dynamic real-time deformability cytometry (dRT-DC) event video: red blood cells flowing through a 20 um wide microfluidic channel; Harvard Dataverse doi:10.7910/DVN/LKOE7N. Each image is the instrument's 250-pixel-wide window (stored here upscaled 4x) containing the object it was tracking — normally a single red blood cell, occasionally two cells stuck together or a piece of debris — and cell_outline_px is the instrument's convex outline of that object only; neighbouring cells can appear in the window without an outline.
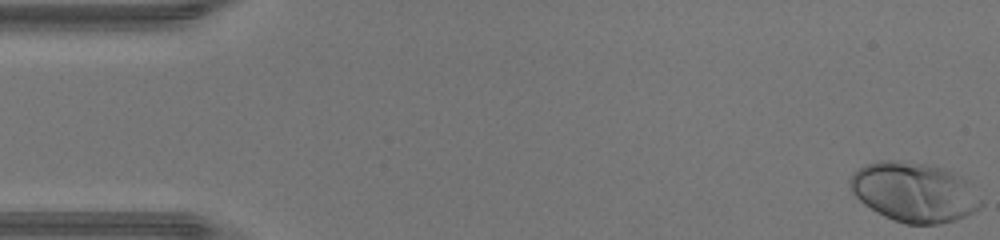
{"species": "human", "species_latin": "Homo sapiens", "temperature_condition": "warm", "stored_images_in_passage": 46, "camera_frame_rate_fps": 3000, "um_per_image_px": 0.085, "donor": {"sex": "male"}, "frame": {"image": 1, "passage_image": 1, "time_ms": 0.0, "image_size_px": [1000, 240], "cell_outline_px": [[984, 204], [980, 208], [956, 220], [940, 224], [904, 224], [892, 220], [876, 212], [864, 204], [852, 192], [848, 184], [848, 180], [852, 172], [868, 164], [880, 160], [896, 160], [924, 164], [944, 168], [968, 180]], "centroid_in_image_um": [77.69, 16.34], "position_along_channel_um": 7.3, "area_um2": 45.66}}
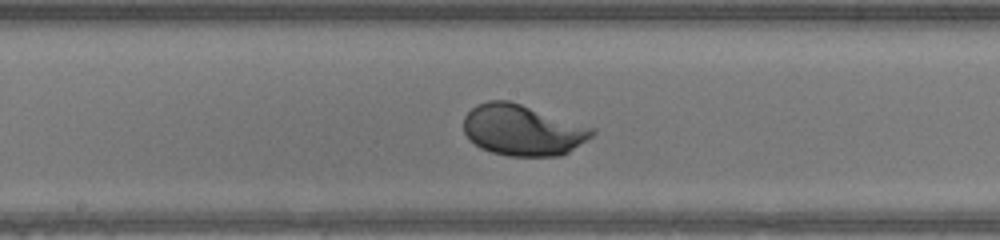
{"frame": {"image": 2, "passage_image": 24, "time_ms": 7.667, "image_size_px": [1000, 240], "cell_outline_px": [[596, 132], [592, 136], [568, 152], [560, 156], [508, 156], [492, 152], [480, 148], [464, 132], [464, 116], [476, 104], [488, 100], [508, 100], [596, 128]], "centroid_in_image_um": [44.43, 11.05], "position_along_channel_um": 203.8, "area_um2": 38.03}}
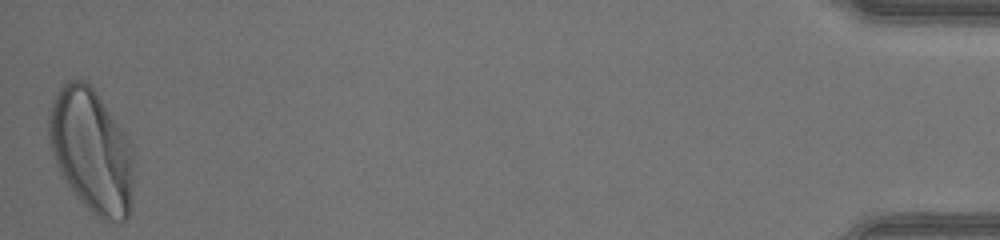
{"frame": {"image": 3, "passage_image": 46, "time_ms": 15.0, "image_size_px": [1000, 240], "cell_outline_px": [[132, 192], [128, 220], [120, 224], [108, 224], [96, 216], [72, 192], [60, 172], [56, 164], [48, 140], [48, 116], [52, 100], [60, 84], [68, 80], [84, 80], [96, 92], [128, 136], [132, 144]], "centroid_in_image_um": [7.77, 12.84], "position_along_channel_um": 427.4, "area_um2": 61.79}, "authors_computed_cell_mechanics": {"area_um2": 38.3214, "velocity_mm_per_s": 4.4531, "shape_relaxation_time_tau1_ms": 1.4176, "shape_relaxation_time_tau2_ms": null, "deformation_change_tau1": 0.1372, "deformation_change_tau2": null}}